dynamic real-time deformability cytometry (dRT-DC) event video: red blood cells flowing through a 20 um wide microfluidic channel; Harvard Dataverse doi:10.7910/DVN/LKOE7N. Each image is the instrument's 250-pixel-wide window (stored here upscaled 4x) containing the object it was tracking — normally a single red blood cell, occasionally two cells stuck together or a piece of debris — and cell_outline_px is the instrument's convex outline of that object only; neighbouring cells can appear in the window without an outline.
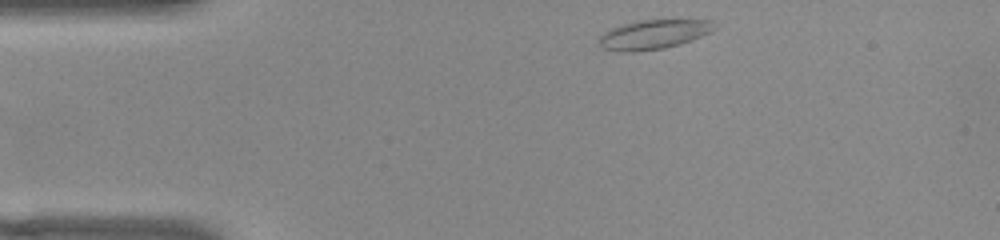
{"species": "common noctule bat (a hibernating species)", "species_latin": "Nyctalus noctula", "temperature_condition": "warm", "stored_images_in_passage": 45, "camera_frame_rate_fps": 3000, "um_per_image_px": 0.085, "animal": {"sex": "female", "body_mass_g": 22.0, "forearm_length_mm": 56.7}, "frame": {"image": 1, "passage_image": 1, "time_ms": 0.0, "image_size_px": [1000, 240], "cell_outline_px": [[716, 28], [712, 32], [692, 40], [680, 44], [664, 48], [632, 52], [620, 52], [600, 48], [596, 40], [608, 28], [620, 24], [640, 20], [712, 20]], "centroid_in_image_um": [55.49, 2.93], "position_along_channel_um": 29.5, "area_um2": 20.11}}
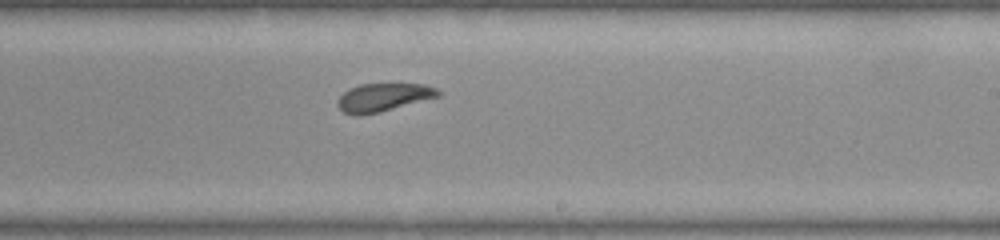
{"frame": {"image": 2, "passage_image": 23, "time_ms": 7.333, "image_size_px": [1000, 240], "cell_outline_px": [[440, 96], [380, 112], [360, 116], [352, 116], [344, 112], [336, 104], [340, 96], [344, 92], [360, 84], [424, 84], [436, 88], [440, 92]], "centroid_in_image_um": [32.57, 8.29], "position_along_channel_um": 256.4, "area_um2": 16.42}}
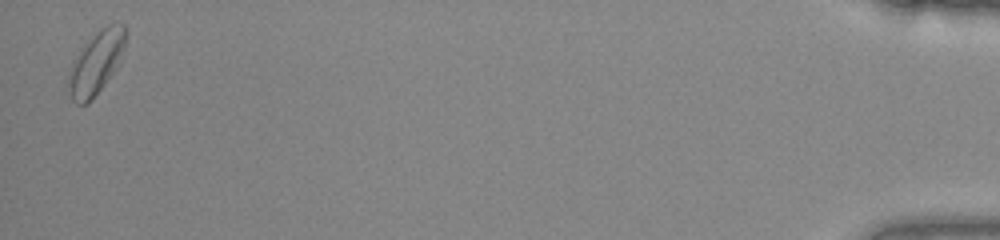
{"frame": {"image": 3, "passage_image": 44, "time_ms": 14.333, "image_size_px": [1000, 240], "cell_outline_px": [[128, 32], [124, 48], [120, 60], [116, 68], [92, 100], [88, 104], [76, 104], [72, 100], [64, 84], [72, 60], [96, 32], [108, 24], [124, 24], [128, 28]], "centroid_in_image_um": [8.14, 5.36], "position_along_channel_um": 427.1, "area_um2": 21.27}, "authors_computed_cell_mechanics": {"area_um2": 17.5134, "velocity_mm_per_s": 3.8085, "shape_relaxation_time_tau1_ms": 4.0203, "shape_relaxation_time_tau2_ms": 3.0173, "deformation_change_tau1": 0.1074, "deformation_change_tau2": 0.1105}}